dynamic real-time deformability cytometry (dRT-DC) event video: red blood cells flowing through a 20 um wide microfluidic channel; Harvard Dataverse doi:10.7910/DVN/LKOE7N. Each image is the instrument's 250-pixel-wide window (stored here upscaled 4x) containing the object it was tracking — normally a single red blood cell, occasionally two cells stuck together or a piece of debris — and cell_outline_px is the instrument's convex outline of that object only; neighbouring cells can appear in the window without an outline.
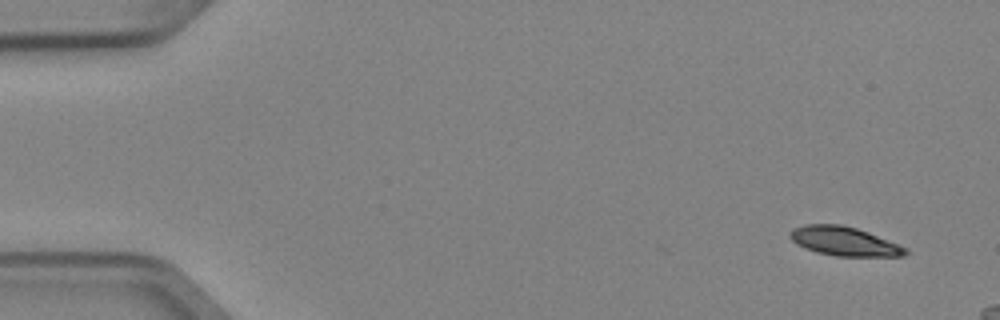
{"species": "Egyptian fruit bat (a non-hibernating species)", "species_latin": "Rousettus aegyptiacus", "temperature_condition": "cold", "stored_images_in_passage": 4, "segment_of_instrument_passage": [2, 2], "camera_frame_rate_fps": 3000, "um_per_image_px": 0.085, "animal": {"sex": "female"}, "frame": {"image": 1, "passage_image": 4, "time_ms": 1.0, "image_size_px": [1000, 320], "cell_outline_px": [[908, 252], [904, 256], [836, 256], [816, 252], [804, 248], [796, 244], [788, 236], [788, 232], [792, 228], [804, 224], [840, 224], [856, 228], [868, 232], [908, 248]], "centroid_in_image_um": [71.71, 20.5], "position_along_channel_um": 13.3, "area_um2": 19.65}}